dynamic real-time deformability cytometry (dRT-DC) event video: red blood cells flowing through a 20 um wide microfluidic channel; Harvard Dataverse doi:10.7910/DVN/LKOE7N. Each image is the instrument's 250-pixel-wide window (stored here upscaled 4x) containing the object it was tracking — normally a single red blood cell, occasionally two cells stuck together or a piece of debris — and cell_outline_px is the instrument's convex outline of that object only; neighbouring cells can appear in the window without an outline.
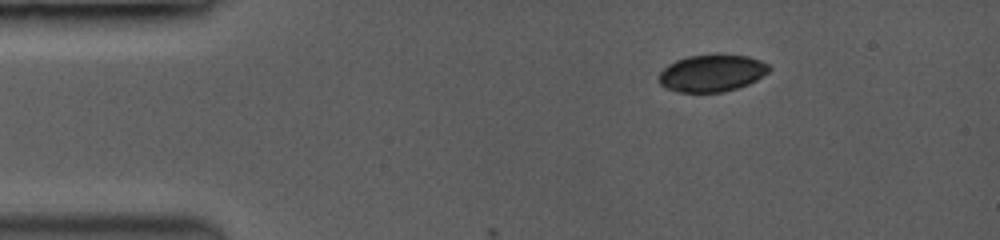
{"species": "common noctule bat (a hibernating species)", "species_latin": "Nyctalus noctula", "temperature_condition": "room temperature", "stored_images_in_passage": 10, "camera_frame_rate_fps": 3500, "um_per_image_px": 0.085, "animal": {"sex": "female", "body_mass_g": 19.0, "forearm_length_mm": 53.3}, "frame": {"image": 1, "passage_image": 1, "time_ms": 0.0, "image_size_px": [1000, 240], "cell_outline_px": [[768, 72], [756, 80], [748, 84], [724, 92], [676, 92], [660, 84], [660, 72], [664, 68], [676, 60], [688, 56], [748, 56], [768, 64]], "centroid_in_image_um": [60.49, 6.24], "position_along_channel_um": 24.5, "area_um2": 23.12}}